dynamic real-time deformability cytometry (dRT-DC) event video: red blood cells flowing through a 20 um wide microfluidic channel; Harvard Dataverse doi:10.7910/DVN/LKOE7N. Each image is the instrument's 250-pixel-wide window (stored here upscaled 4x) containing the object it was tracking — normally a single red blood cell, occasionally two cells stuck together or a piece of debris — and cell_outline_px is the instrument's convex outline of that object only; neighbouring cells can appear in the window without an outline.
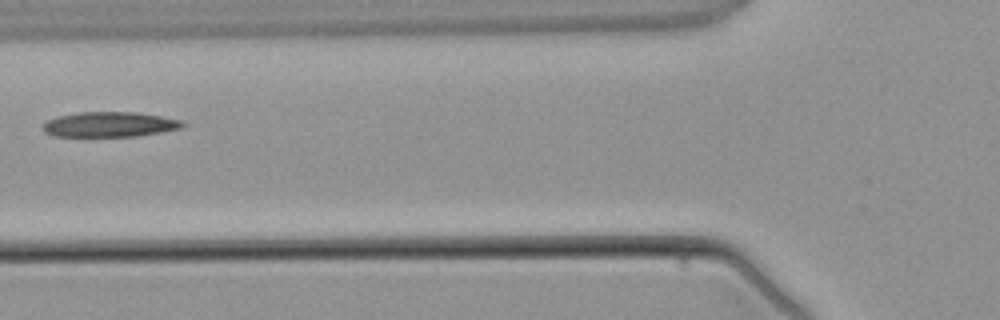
{"species": "common noctule bat (a hibernating species)", "species_latin": "Nyctalus noctula", "temperature_condition": "warm", "stored_images_in_passage": 5, "camera_frame_rate_fps": 3000, "um_per_image_px": 0.085, "animal": {"sex": "male", "body_mass_g": 21.5, "forearm_length_mm": 52.0}, "frame": {"image": 1, "passage_image": 5, "time_ms": 5.333, "image_size_px": [1000, 320], "cell_outline_px": [[188, 124], [180, 128], [160, 132], [136, 136], [56, 136], [44, 132], [44, 124], [48, 120], [56, 116], [76, 112], [136, 112], [184, 120]], "centroid_in_image_um": [9.35, 10.56], "position_along_channel_um": 116.4, "area_um2": 20.4}}